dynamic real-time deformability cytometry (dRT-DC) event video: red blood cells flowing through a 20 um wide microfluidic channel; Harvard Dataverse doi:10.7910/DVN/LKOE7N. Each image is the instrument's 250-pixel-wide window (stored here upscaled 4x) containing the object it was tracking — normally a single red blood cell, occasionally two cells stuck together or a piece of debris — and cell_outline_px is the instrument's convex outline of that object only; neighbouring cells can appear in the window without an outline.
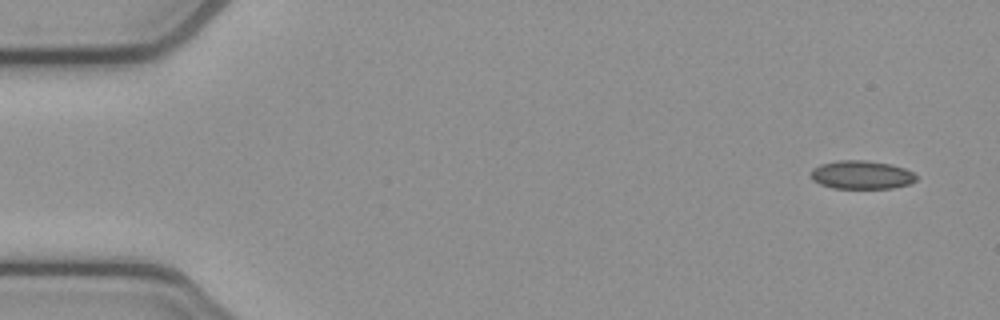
{"species": "common noctule bat (a hibernating species)", "species_latin": "Nyctalus noctula", "temperature_condition": "cold", "stored_images_in_passage": 5, "camera_frame_rate_fps": 3000, "um_per_image_px": 0.085, "animal": {"sex": "female", "body_mass_g": 21.9}, "frame": {"image": 1, "passage_image": 1, "time_ms": 0.0, "image_size_px": [1000, 320], "cell_outline_px": [[916, 180], [908, 184], [892, 188], [832, 188], [820, 184], [812, 180], [812, 168], [820, 164], [836, 160], [864, 160], [892, 164], [904, 168], [912, 172], [916, 176]], "centroid_in_image_um": [73.21, 14.85], "position_along_channel_um": 11.8, "area_um2": 17.46}}
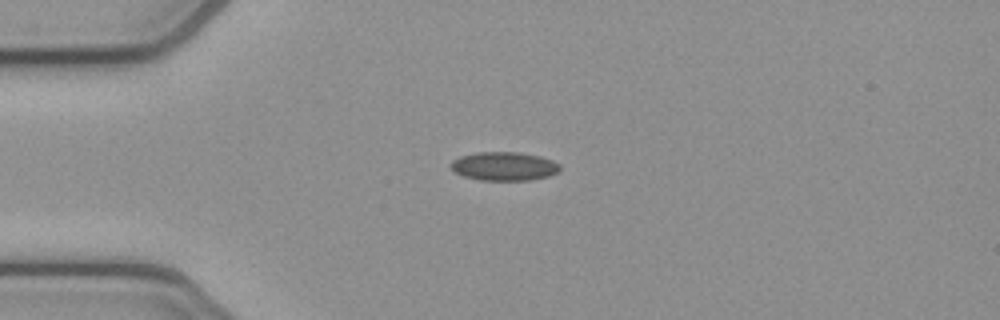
{"frame": {"image": 2, "passage_image": 3, "time_ms": 0.667, "image_size_px": [1000, 320], "cell_outline_px": [[560, 172], [548, 176], [528, 180], [480, 180], [464, 176], [456, 172], [452, 168], [452, 160], [460, 156], [476, 152], [520, 152], [540, 156], [552, 160], [560, 164]], "centroid_in_image_um": [42.88, 14.12], "position_along_channel_um": 42.1, "area_um2": 18.21}}
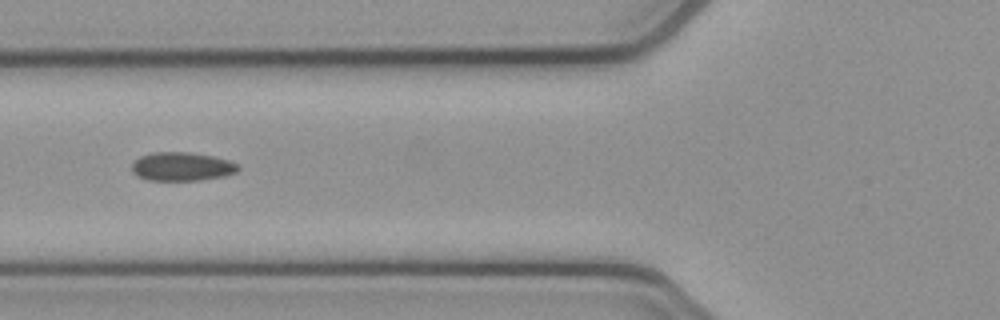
{"frame": {"image": 3, "passage_image": 5, "time_ms": 1.333, "image_size_px": [1000, 320], "cell_outline_px": [[240, 168], [236, 172], [224, 176], [200, 180], [148, 180], [136, 176], [132, 172], [132, 164], [140, 156], [152, 152], [188, 152], [212, 156], [228, 160], [240, 164]], "centroid_in_image_um": [15.46, 14.16], "position_along_channel_um": 110.3, "area_um2": 17.8}}